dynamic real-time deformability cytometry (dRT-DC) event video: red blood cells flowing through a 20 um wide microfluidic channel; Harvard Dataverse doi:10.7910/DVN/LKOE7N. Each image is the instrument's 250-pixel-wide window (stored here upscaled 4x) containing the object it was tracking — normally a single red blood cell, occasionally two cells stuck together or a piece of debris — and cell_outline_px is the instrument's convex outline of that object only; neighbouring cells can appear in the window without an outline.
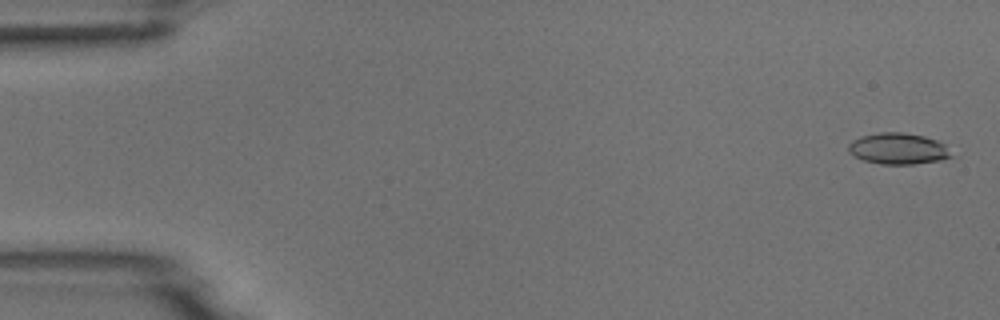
{"species": "common noctule bat (a hibernating species)", "species_latin": "Nyctalus noctula", "temperature_condition": "room temperature", "stored_images_in_passage": 5, "camera_frame_rate_fps": 3000, "um_per_image_px": 0.085, "animal": {"sex": "male", "body_mass_g": 18.8}, "frame": {"image": 1, "passage_image": 1, "time_ms": 0.0, "image_size_px": [1000, 320], "cell_outline_px": [[952, 156], [940, 160], [912, 164], [880, 164], [864, 160], [848, 152], [848, 144], [852, 140], [860, 136], [880, 132], [904, 132], [924, 136], [936, 140], [944, 144], [952, 152]], "centroid_in_image_um": [76.33, 12.62], "position_along_channel_um": 8.7, "area_um2": 18.73}}
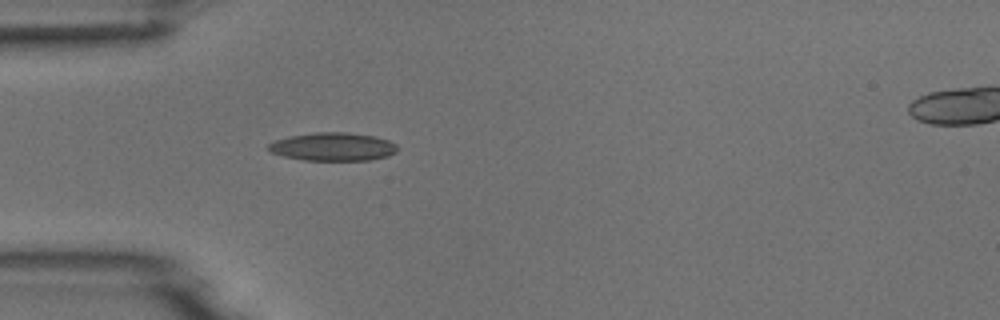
{"frame": {"image": 2, "passage_image": 5, "time_ms": 4.667, "image_size_px": [1000, 320], "cell_outline_px": [[400, 148], [396, 152], [388, 156], [372, 160], [304, 160], [284, 156], [272, 152], [268, 148], [268, 144], [276, 140], [288, 136], [316, 132], [348, 132], [376, 136], [388, 140], [396, 144]], "centroid_in_image_um": [28.35, 12.46], "position_along_channel_um": 56.6, "area_um2": 21.33}}